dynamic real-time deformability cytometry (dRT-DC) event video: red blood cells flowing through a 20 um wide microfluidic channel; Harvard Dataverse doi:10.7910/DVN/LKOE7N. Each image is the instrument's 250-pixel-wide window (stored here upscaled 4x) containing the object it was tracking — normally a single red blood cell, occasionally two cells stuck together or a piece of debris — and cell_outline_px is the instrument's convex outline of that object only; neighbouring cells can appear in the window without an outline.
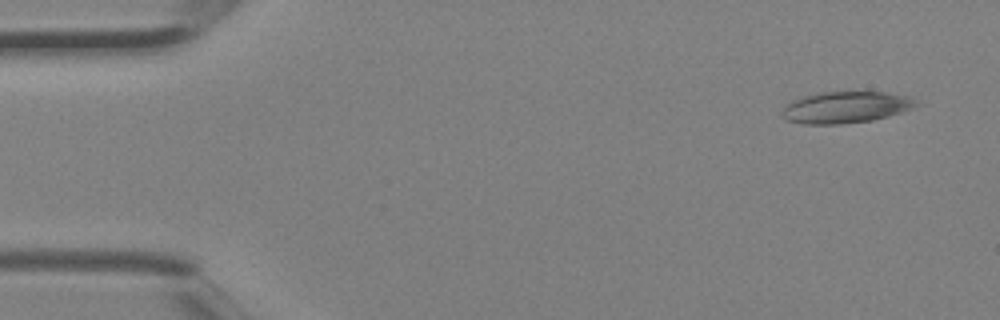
{"species": "Egyptian fruit bat (a non-hibernating species)", "species_latin": "Rousettus aegyptiacus", "temperature_condition": "room temperature", "stored_images_in_passage": 4, "camera_frame_rate_fps": 3000, "um_per_image_px": 0.085, "animal": {"sex": "female"}, "frame": {"image": 1, "passage_image": 1, "time_ms": 0.0, "image_size_px": [1000, 320], "cell_outline_px": [[924, 104], [888, 116], [872, 120], [840, 124], [804, 124], [788, 120], [784, 116], [784, 108], [792, 100], [804, 96], [820, 92], [884, 92], [912, 96]], "centroid_in_image_um": [71.99, 9.11], "position_along_channel_um": 13.0, "area_um2": 24.62}}
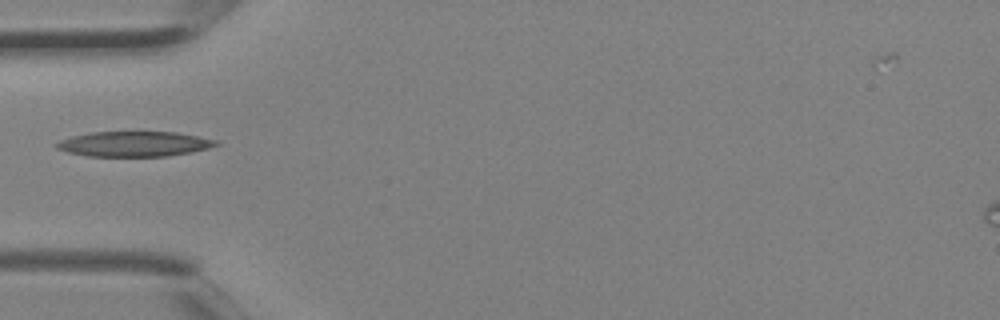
{"frame": {"image": 2, "passage_image": 4, "time_ms": 1.0, "image_size_px": [1000, 320], "cell_outline_px": [[220, 144], [208, 148], [192, 152], [168, 156], [88, 156], [68, 152], [56, 148], [52, 144], [60, 140], [72, 136], [92, 132], [176, 132], [200, 136], [220, 140]], "centroid_in_image_um": [11.44, 12.23], "position_along_channel_um": 73.6, "area_um2": 23.52}}